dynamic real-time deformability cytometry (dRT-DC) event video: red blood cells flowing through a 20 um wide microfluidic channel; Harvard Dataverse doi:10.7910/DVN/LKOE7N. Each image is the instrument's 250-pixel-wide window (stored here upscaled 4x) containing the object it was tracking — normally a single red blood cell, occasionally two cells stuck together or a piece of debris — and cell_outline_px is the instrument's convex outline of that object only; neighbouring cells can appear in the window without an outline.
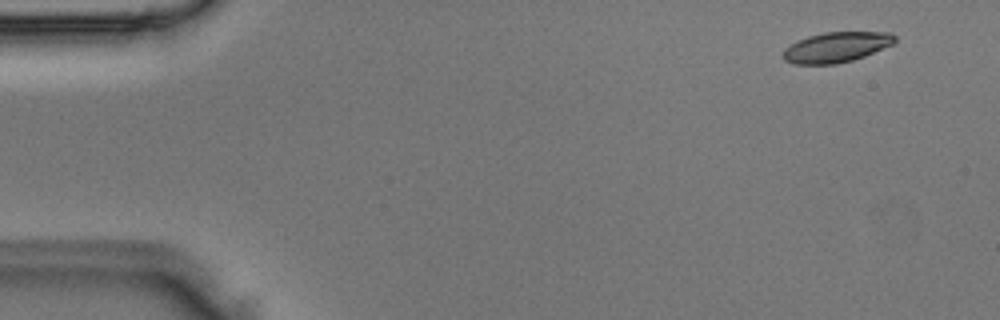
{"species": "Egyptian fruit bat (a non-hibernating species)", "species_latin": "Rousettus aegyptiacus", "temperature_condition": "room temperature", "stored_images_in_passage": 3, "camera_frame_rate_fps": 3000, "um_per_image_px": 0.085, "animal": {"sex": "male"}, "frame": {"image": 1, "passage_image": 1, "time_ms": 0.0, "image_size_px": [1000, 320], "cell_outline_px": [[896, 40], [892, 44], [864, 56], [852, 60], [836, 64], [792, 64], [784, 60], [780, 56], [784, 48], [796, 40], [808, 36], [824, 32], [892, 32], [896, 36]], "centroid_in_image_um": [71.03, 4.01], "position_along_channel_um": 14.0, "area_um2": 19.88}}